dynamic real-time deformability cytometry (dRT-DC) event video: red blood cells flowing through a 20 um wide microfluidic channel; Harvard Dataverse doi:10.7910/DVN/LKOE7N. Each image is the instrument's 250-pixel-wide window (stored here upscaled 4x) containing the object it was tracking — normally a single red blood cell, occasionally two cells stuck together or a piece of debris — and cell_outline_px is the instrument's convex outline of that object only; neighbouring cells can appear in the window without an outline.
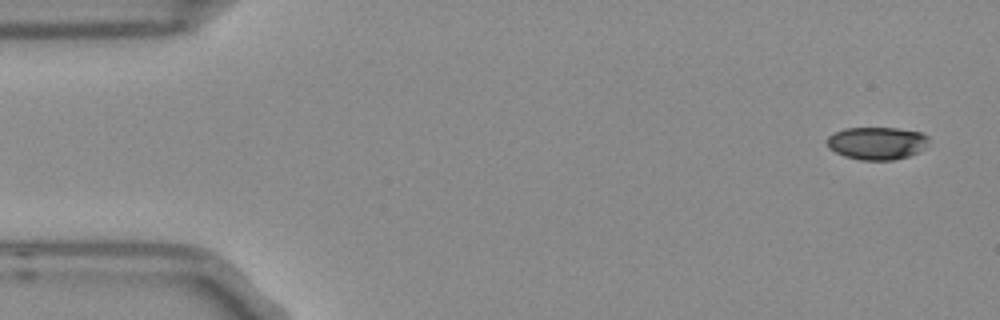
{"species": "Egyptian fruit bat (a non-hibernating species)", "species_latin": "Rousettus aegyptiacus", "temperature_condition": "room temperature", "stored_images_in_passage": 4, "camera_frame_rate_fps": 3000, "um_per_image_px": 0.085, "frame": {"image": 1, "passage_image": 1, "time_ms": 0.0, "image_size_px": [1000, 320], "cell_outline_px": [[928, 140], [916, 152], [908, 156], [892, 160], [860, 160], [844, 156], [828, 148], [828, 136], [844, 128], [896, 128], [920, 132], [928, 136]], "centroid_in_image_um": [74.48, 12.17], "position_along_channel_um": 10.5, "area_um2": 19.02}}
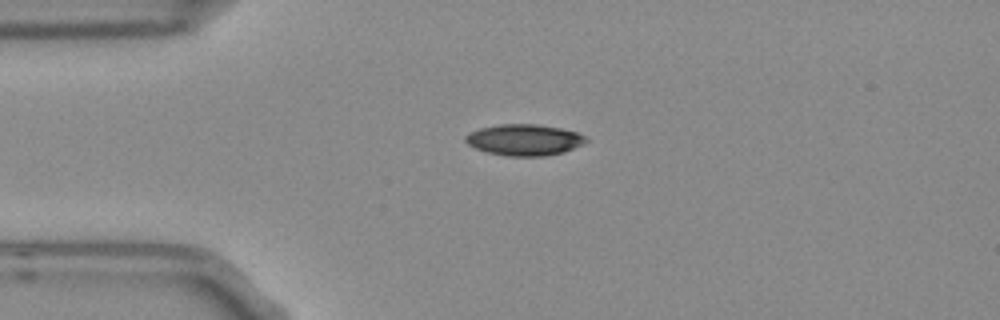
{"frame": {"image": 2, "passage_image": 4, "time_ms": 1.0, "image_size_px": [1000, 320], "cell_outline_px": [[588, 140], [564, 152], [544, 156], [508, 156], [488, 152], [476, 148], [468, 144], [464, 140], [464, 136], [468, 132], [480, 128], [500, 124], [536, 124], [560, 128], [576, 132], [584, 136]], "centroid_in_image_um": [44.51, 11.88], "position_along_channel_um": 40.5, "area_um2": 21.73}}